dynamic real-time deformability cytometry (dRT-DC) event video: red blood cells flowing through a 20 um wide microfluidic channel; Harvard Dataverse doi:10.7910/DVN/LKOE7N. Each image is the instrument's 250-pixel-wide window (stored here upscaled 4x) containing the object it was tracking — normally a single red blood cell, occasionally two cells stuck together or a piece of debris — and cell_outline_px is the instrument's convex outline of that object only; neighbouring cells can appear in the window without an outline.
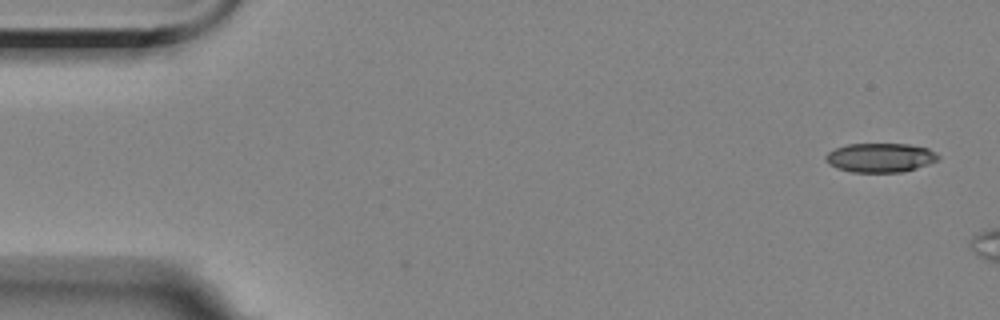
{"species": "Egyptian fruit bat (a non-hibernating species)", "species_latin": "Rousettus aegyptiacus", "temperature_condition": "room temperature", "stored_images_in_passage": 4, "camera_frame_rate_fps": 3000, "um_per_image_px": 0.085, "animal": {"sex": "female"}, "frame": {"image": 1, "passage_image": 1, "time_ms": 0.0, "image_size_px": [1000, 320], "cell_outline_px": [[940, 160], [904, 172], [852, 172], [836, 168], [828, 164], [824, 160], [824, 156], [828, 152], [836, 148], [848, 144], [908, 144], [928, 148], [936, 152], [940, 156]], "centroid_in_image_um": [74.83, 13.4], "position_along_channel_um": 10.2, "area_um2": 19.31}}